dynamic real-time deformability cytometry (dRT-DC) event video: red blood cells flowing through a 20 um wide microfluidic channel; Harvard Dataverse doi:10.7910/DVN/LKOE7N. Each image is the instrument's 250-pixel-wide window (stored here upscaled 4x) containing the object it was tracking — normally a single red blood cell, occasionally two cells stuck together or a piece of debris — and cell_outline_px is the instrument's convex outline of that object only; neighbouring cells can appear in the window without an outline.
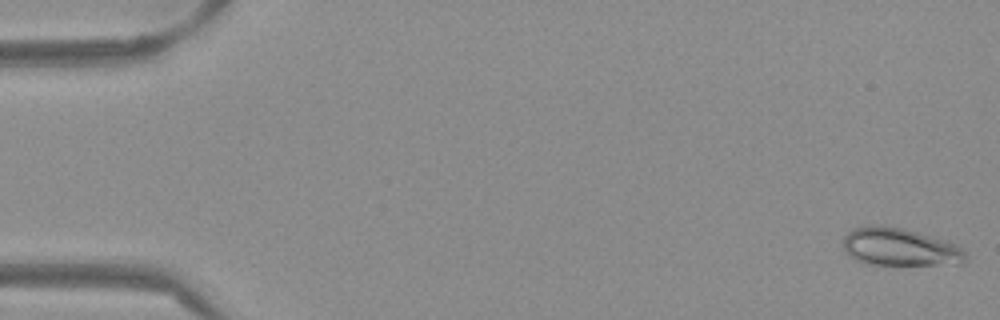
{"species": "Egyptian fruit bat (a non-hibernating species)", "species_latin": "Rousettus aegyptiacus", "temperature_condition": "warm", "stored_images_in_passage": 53, "camera_frame_rate_fps": 3000, "um_per_image_px": 0.085, "frame": {"image": 1, "passage_image": 1, "time_ms": 0.0, "image_size_px": [1000, 320], "cell_outline_px": [[968, 256], [964, 264], [868, 264], [856, 260], [844, 252], [844, 236], [852, 228], [868, 224], [904, 228], [948, 240], [956, 244]], "centroid_in_image_um": [76.49, 20.98], "position_along_channel_um": 8.5, "area_um2": 27.17}}
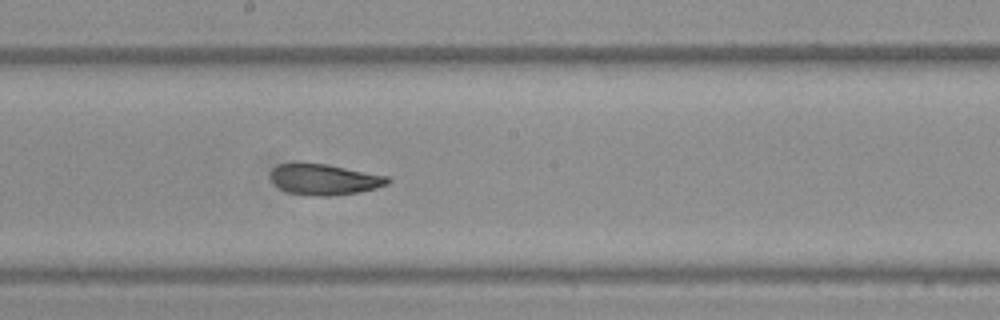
{"frame": {"image": 2, "passage_image": 29, "time_ms": 9.333, "image_size_px": [1000, 320], "cell_outline_px": [[392, 180], [388, 184], [376, 188], [360, 192], [332, 196], [308, 196], [288, 192], [272, 184], [272, 168], [280, 164], [328, 164], [388, 176]], "centroid_in_image_um": [27.61, 15.27], "position_along_channel_um": 220.6, "area_um2": 21.04}}
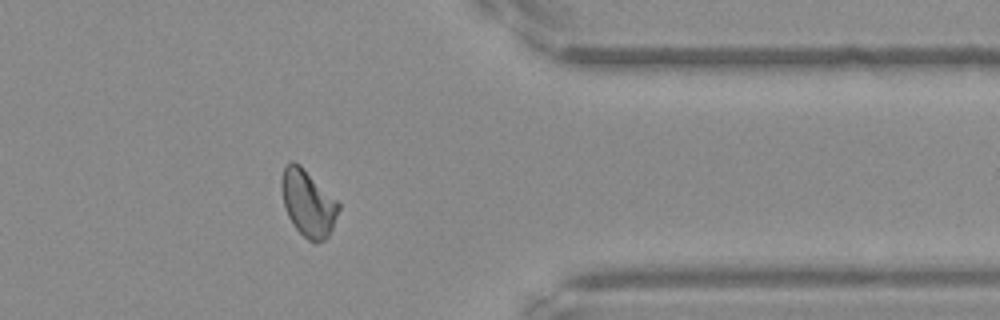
{"frame": {"image": 3, "passage_image": 43, "time_ms": 14.0, "image_size_px": [1000, 320], "cell_outline_px": [[340, 208], [332, 228], [328, 236], [324, 240], [316, 244], [308, 240], [292, 224], [284, 208], [280, 188], [280, 180], [284, 168], [292, 160], [300, 164], [340, 204]], "centroid_in_image_um": [26.16, 17.27], "position_along_channel_um": 385.2, "area_um2": 22.14}, "authors_computed_cell_mechanics": {"area_um2": 22.1374, "velocity_mm_per_s": 3.834, "shape_relaxation_time_tau1_ms": null, "shape_relaxation_time_tau2_ms": 2.2301, "deformation_change_tau1": null, "deformation_change_tau2": 0.0664}}